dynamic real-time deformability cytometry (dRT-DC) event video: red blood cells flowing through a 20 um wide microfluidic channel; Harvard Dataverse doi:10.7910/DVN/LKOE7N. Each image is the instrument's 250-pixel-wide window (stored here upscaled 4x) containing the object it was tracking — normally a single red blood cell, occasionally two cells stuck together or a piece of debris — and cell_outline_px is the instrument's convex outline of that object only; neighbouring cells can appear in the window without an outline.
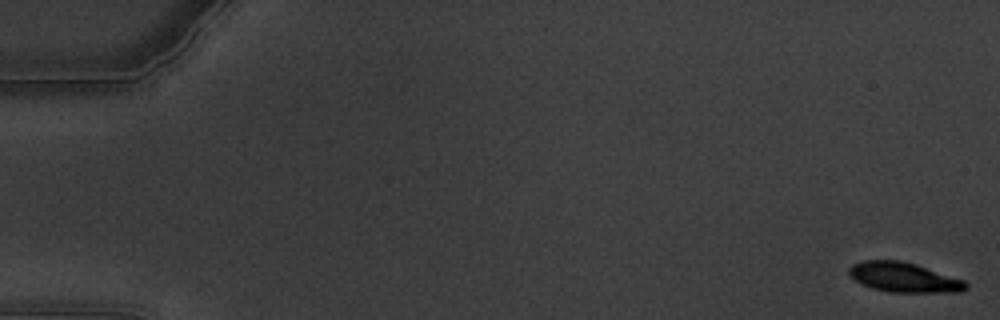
{"species": "common noctule bat (a hibernating species)", "species_latin": "Nyctalus noctula", "temperature_condition": "warm", "stored_images_in_passage": 14, "camera_frame_rate_fps": 3000, "um_per_image_px": 0.085, "animal": {"sex": "male", "body_mass_g": 19.5, "forearm_length_mm": 54.6}, "frame": {"image": 1, "passage_image": 1, "time_ms": 0.0, "image_size_px": [1000, 320], "cell_outline_px": [[968, 288], [960, 292], [892, 292], [872, 288], [860, 284], [848, 272], [848, 268], [852, 264], [864, 260], [900, 260], [916, 264], [964, 280], [968, 284]], "centroid_in_image_um": [76.83, 23.57], "position_along_channel_um": 8.2, "area_um2": 20.23}}